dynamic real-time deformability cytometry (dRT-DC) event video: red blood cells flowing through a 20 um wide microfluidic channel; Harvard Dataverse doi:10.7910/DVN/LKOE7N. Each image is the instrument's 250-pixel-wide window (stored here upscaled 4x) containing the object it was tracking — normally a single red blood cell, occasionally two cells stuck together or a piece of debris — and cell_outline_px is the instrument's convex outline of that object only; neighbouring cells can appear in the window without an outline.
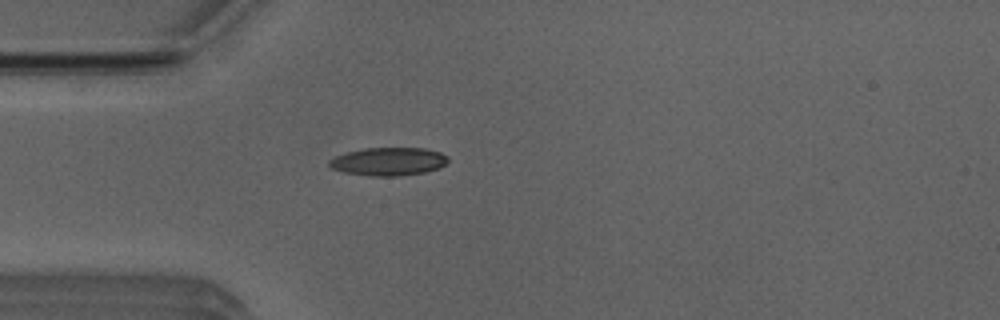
{"species": "Egyptian fruit bat (a non-hibernating species)", "species_latin": "Rousettus aegyptiacus", "temperature_condition": "room temperature", "stored_images_in_passage": 38, "camera_frame_rate_fps": 3000, "um_per_image_px": 0.085, "animal": {"sex": "male"}, "frame": {"image": 1, "passage_image": 1, "time_ms": 0.0, "image_size_px": [1000, 320], "cell_outline_px": [[448, 160], [444, 164], [436, 168], [424, 172], [396, 176], [368, 176], [344, 172], [332, 168], [328, 164], [328, 160], [336, 156], [348, 152], [364, 148], [424, 148], [440, 152], [448, 156]], "centroid_in_image_um": [32.99, 13.72], "position_along_channel_um": 52.0, "area_um2": 19.31}}
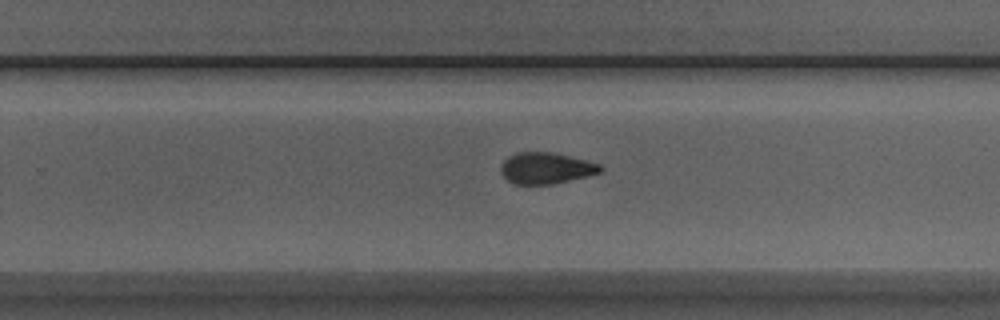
{"frame": {"image": 2, "passage_image": 19, "time_ms": 6.0, "image_size_px": [1000, 320], "cell_outline_px": [[604, 168], [600, 172], [588, 176], [552, 184], [512, 184], [500, 172], [500, 168], [504, 160], [508, 156], [516, 152], [552, 152], [600, 164]], "centroid_in_image_um": [46.39, 14.29], "position_along_channel_um": 283.4, "area_um2": 18.09}}
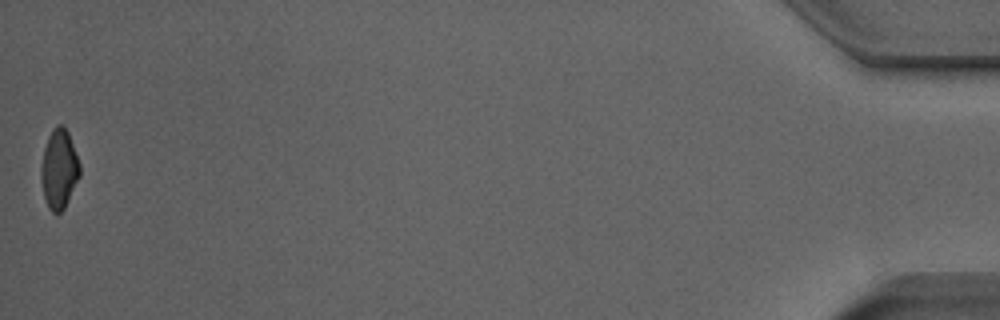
{"frame": {"image": 3, "passage_image": 38, "time_ms": 12.333, "image_size_px": [1000, 320], "cell_outline_px": [[80, 176], [64, 208], [60, 212], [52, 212], [48, 208], [44, 196], [40, 176], [40, 172], [44, 148], [48, 136], [52, 128], [56, 124], [64, 124], [68, 132], [80, 164]], "centroid_in_image_um": [5.02, 14.33], "position_along_channel_um": 430.2, "area_um2": 17.92}, "authors_computed_cell_mechanics": {"area_um2": 18.785, "velocity_mm_per_s": 3.9743, "shape_relaxation_time_tau1_ms": 6.367, "shape_relaxation_time_tau2_ms": 2.0892, "deformation_change_tau1": 0.1701, "deformation_change_tau2": 0.087}}